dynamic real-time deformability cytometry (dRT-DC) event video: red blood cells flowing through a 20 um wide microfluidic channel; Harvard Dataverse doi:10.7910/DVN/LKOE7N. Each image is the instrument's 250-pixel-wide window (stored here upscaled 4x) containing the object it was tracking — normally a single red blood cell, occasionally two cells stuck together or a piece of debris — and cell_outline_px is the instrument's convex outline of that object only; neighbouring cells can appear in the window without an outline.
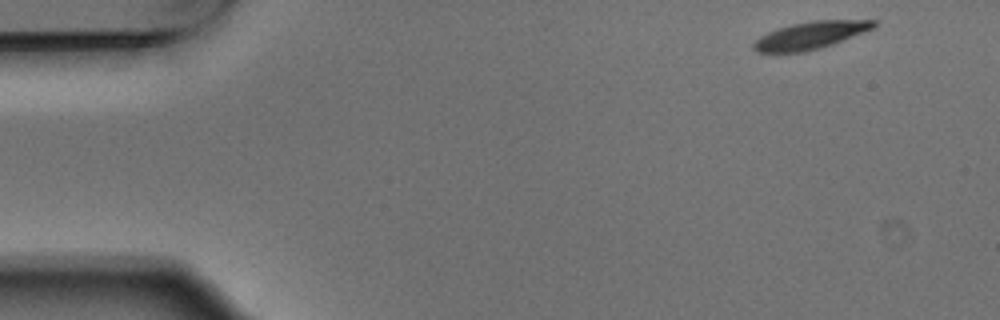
{"species": "Egyptian fruit bat (a non-hibernating species)", "species_latin": "Rousettus aegyptiacus", "temperature_condition": "warm", "stored_images_in_passage": 4, "camera_frame_rate_fps": 3000, "um_per_image_px": 0.085, "animal": {"sex": "male"}, "frame": {"image": 1, "passage_image": 1, "time_ms": 0.0, "image_size_px": [1000, 320], "cell_outline_px": [[880, 24], [872, 28], [832, 44], [820, 48], [804, 52], [756, 52], [752, 48], [752, 44], [760, 36], [768, 32], [792, 24], [812, 20], [876, 20]], "centroid_in_image_um": [68.88, 3.0], "position_along_channel_um": 16.1, "area_um2": 18.96}}
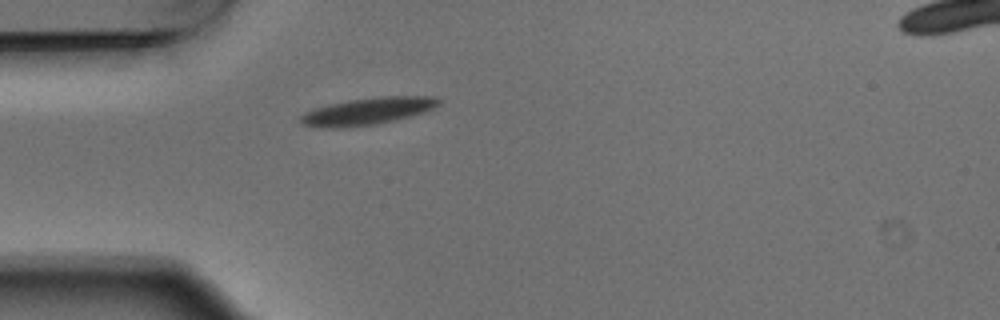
{"frame": {"image": 2, "passage_image": 4, "time_ms": 1.0, "image_size_px": [1000, 320], "cell_outline_px": [[440, 104], [424, 112], [376, 124], [344, 128], [332, 128], [304, 124], [300, 120], [300, 116], [304, 112], [312, 108], [328, 104], [348, 100], [380, 96], [436, 96], [440, 100]], "centroid_in_image_um": [31.24, 9.43], "position_along_channel_um": 53.8, "area_um2": 21.68}}